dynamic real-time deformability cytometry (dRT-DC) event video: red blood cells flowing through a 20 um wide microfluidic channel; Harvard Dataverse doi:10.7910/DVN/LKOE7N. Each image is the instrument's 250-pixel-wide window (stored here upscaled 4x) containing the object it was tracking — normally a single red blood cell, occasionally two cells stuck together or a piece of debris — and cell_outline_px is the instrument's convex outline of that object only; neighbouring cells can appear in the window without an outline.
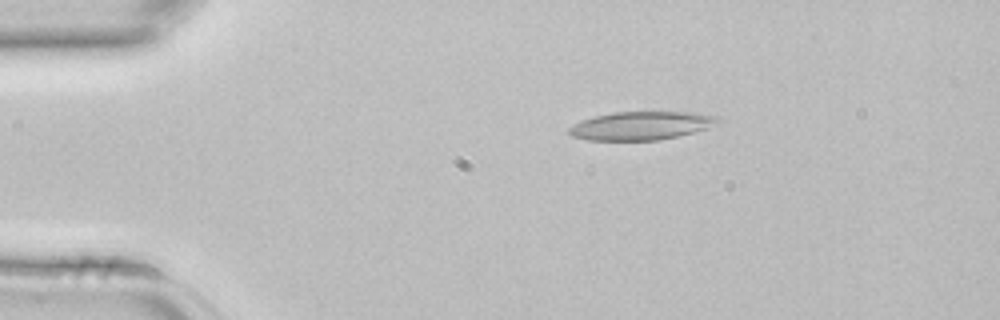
{"species": "common noctule bat (a hibernating species)", "species_latin": "Nyctalus noctula", "temperature_condition": "room temperature", "stored_images_in_passage": 4, "segment_of_instrument_passage": [1, 2], "camera_frame_rate_fps": 3000, "um_per_image_px": 0.085, "animal": {"sex": "female", "body_mass_g": 22.7, "forearm_length_mm": 54.2}, "frame": {"image": 1, "passage_image": 2, "time_ms": 0.333, "image_size_px": [1000, 320], "cell_outline_px": [[720, 120], [708, 128], [660, 140], [588, 140], [572, 136], [568, 132], [568, 128], [584, 120], [596, 116], [612, 112], [692, 112], [720, 116]], "centroid_in_image_um": [54.52, 10.68], "position_along_channel_um": 30.5, "area_um2": 24.33}}